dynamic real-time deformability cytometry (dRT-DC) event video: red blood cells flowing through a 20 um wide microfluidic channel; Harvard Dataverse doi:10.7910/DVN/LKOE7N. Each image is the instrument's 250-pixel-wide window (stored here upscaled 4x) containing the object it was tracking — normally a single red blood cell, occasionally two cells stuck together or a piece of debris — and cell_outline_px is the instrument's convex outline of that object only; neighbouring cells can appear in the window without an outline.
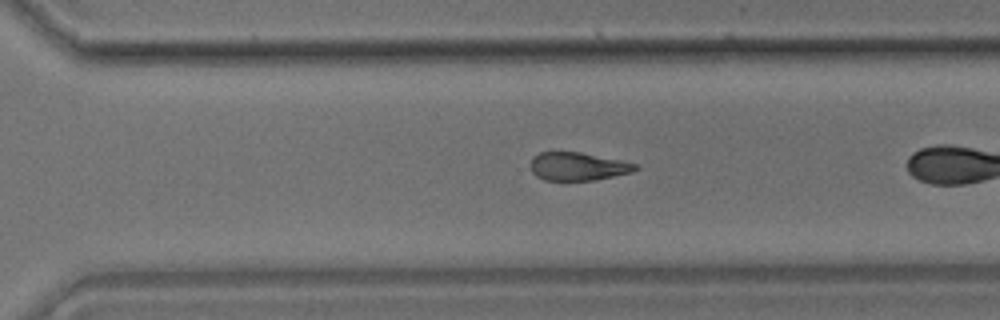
{"species": "common noctule bat (a hibernating species)", "species_latin": "Nyctalus noctula", "temperature_condition": "room temperature", "stored_images_in_passage": 22, "camera_frame_rate_fps": 3000, "um_per_image_px": 0.085, "animal": {"sex": "male", "body_mass_g": 17.9}, "frame": {"image": 1, "passage_image": 19, "time_ms": 6.0, "image_size_px": [1000, 320], "cell_outline_px": [[640, 168], [632, 172], [596, 180], [544, 180], [536, 176], [532, 172], [532, 156], [540, 152], [580, 152], [620, 160], [636, 164]], "centroid_in_image_um": [49.12, 14.15], "position_along_channel_um": 321.5, "area_um2": 17.11}}